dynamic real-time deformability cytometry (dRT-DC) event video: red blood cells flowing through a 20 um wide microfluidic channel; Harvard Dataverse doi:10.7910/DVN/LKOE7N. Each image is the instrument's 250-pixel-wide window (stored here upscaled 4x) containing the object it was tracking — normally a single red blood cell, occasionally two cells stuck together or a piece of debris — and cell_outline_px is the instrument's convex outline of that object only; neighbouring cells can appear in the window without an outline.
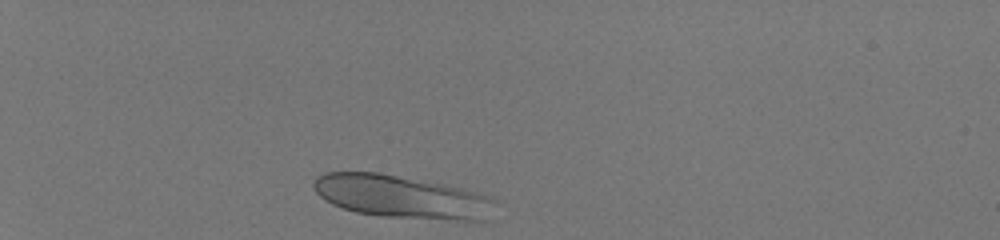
{"species": "human", "species_latin": "Homo sapiens", "temperature_condition": "room temperature", "stored_images_in_passage": 32, "camera_frame_rate_fps": 3000, "um_per_image_px": 0.085, "donor": {"sex": "male"}, "frame": {"image": 1, "passage_image": 1, "time_ms": 0.0, "image_size_px": [1000, 240], "cell_outline_px": [[496, 220], [456, 220], [384, 216], [356, 212], [332, 204], [324, 200], [312, 188], [312, 184], [316, 176], [324, 172], [380, 172], [444, 184], [460, 188], [488, 196], [496, 200]], "centroid_in_image_um": [34.2, 16.73], "position_along_channel_um": 50.8, "area_um2": 45.89}}
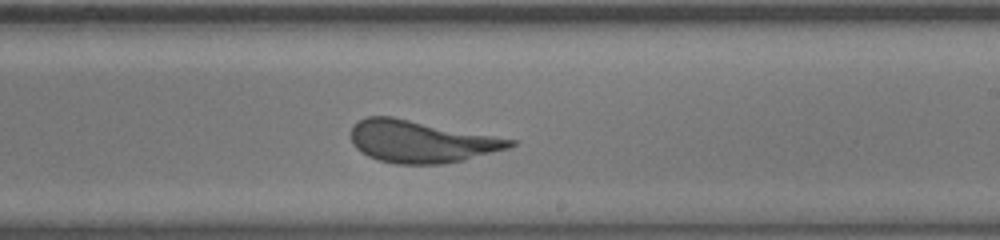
{"frame": {"image": 2, "passage_image": 20, "time_ms": 6.333, "image_size_px": [1000, 240], "cell_outline_px": [[516, 144], [508, 148], [464, 160], [444, 164], [396, 164], [376, 160], [360, 152], [352, 144], [352, 124], [364, 116], [392, 116], [516, 140]], "centroid_in_image_um": [35.74, 12.03], "position_along_channel_um": 253.3, "area_um2": 39.13}}
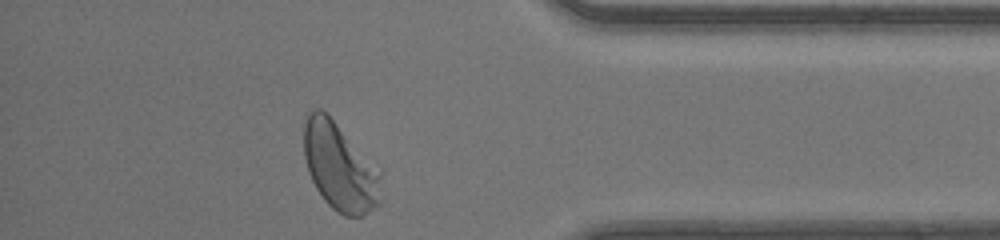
{"frame": {"image": 3, "passage_image": 32, "time_ms": 10.333, "image_size_px": [1000, 240], "cell_outline_px": [[380, 204], [360, 216], [344, 216], [336, 212], [324, 200], [316, 188], [308, 172], [304, 156], [304, 116], [308, 112], [316, 108], [320, 108], [336, 124], [380, 172]], "centroid_in_image_um": [28.83, 14.21], "position_along_channel_um": 406.4, "area_um2": 38.67}, "authors_computed_cell_mechanics": {"area_um2": 39.8242, "velocity_mm_per_s": 4.1332, "shape_relaxation_time_tau1_ms": 2.8387, "shape_relaxation_time_tau2_ms": null, "deformation_change_tau1": 0.1593, "deformation_change_tau2": null}}